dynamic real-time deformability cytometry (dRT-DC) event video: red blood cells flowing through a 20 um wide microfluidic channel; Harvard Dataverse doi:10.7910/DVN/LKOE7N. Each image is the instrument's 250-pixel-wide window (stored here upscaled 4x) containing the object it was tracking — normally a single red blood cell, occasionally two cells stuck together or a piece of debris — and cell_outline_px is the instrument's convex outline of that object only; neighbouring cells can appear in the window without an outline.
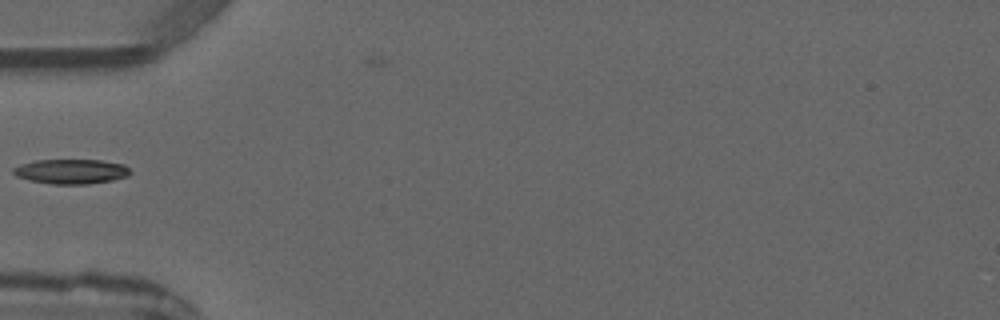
{"species": "common noctule bat (a hibernating species)", "species_latin": "Nyctalus noctula", "temperature_condition": "warm", "stored_images_in_passage": 5, "camera_frame_rate_fps": 3000, "um_per_image_px": 0.085, "animal": {"sex": "male", "forearm_length_mm": 52.5}, "frame": {"image": 1, "passage_image": 5, "time_ms": 6.333, "image_size_px": [1000, 320], "cell_outline_px": [[132, 172], [128, 176], [112, 180], [88, 184], [52, 184], [28, 180], [16, 176], [12, 172], [12, 168], [20, 164], [36, 160], [100, 160], [124, 164]], "centroid_in_image_um": [6.03, 14.57], "position_along_channel_um": 79.0, "area_um2": 16.94}}